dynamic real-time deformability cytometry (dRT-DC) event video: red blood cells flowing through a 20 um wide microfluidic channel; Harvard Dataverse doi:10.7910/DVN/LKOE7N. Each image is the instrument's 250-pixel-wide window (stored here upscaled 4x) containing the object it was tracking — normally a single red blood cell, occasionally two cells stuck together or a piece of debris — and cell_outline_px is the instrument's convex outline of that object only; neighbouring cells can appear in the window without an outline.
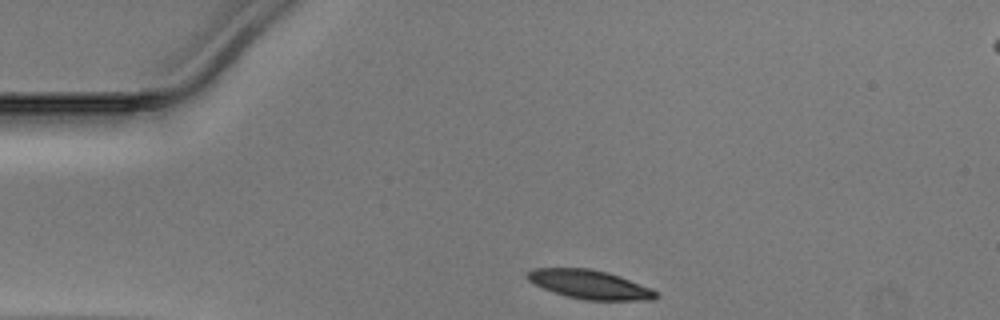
{"species": "Egyptian fruit bat (a non-hibernating species)", "species_latin": "Rousettus aegyptiacus", "temperature_condition": "warm", "stored_images_in_passage": 31, "camera_frame_rate_fps": 3000, "um_per_image_px": 0.085, "animal": {"sex": "male"}, "frame": {"image": 1, "passage_image": 1, "time_ms": 0.0, "image_size_px": [1000, 320], "cell_outline_px": [[660, 296], [652, 300], [584, 300], [564, 296], [544, 288], [528, 280], [524, 276], [532, 268], [592, 268], [608, 272], [620, 276], [652, 288], [660, 292]], "centroid_in_image_um": [50.17, 24.18], "position_along_channel_um": 34.8, "area_um2": 21.91}}
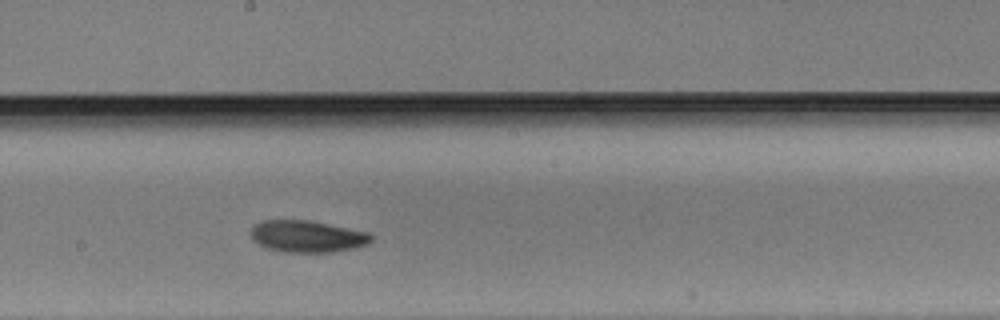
{"frame": {"image": 2, "passage_image": 18, "time_ms": 5.667, "image_size_px": [1000, 320], "cell_outline_px": [[372, 240], [368, 244], [356, 248], [332, 252], [284, 252], [264, 248], [252, 240], [248, 232], [252, 224], [260, 220], [308, 220], [372, 232]], "centroid_in_image_um": [26.07, 20.09], "position_along_channel_um": 222.1, "area_um2": 22.95}}
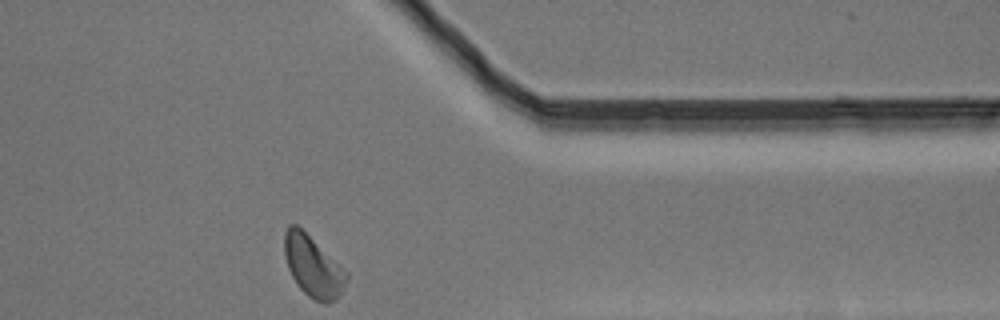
{"frame": {"image": 3, "passage_image": 31, "time_ms": 10.0, "image_size_px": [1000, 320], "cell_outline_px": [[348, 280], [336, 300], [328, 304], [324, 304], [308, 296], [296, 284], [288, 268], [284, 256], [284, 232], [288, 224], [296, 224], [340, 264], [348, 272]], "centroid_in_image_um": [26.6, 22.65], "position_along_channel_um": 384.8, "area_um2": 22.14}}